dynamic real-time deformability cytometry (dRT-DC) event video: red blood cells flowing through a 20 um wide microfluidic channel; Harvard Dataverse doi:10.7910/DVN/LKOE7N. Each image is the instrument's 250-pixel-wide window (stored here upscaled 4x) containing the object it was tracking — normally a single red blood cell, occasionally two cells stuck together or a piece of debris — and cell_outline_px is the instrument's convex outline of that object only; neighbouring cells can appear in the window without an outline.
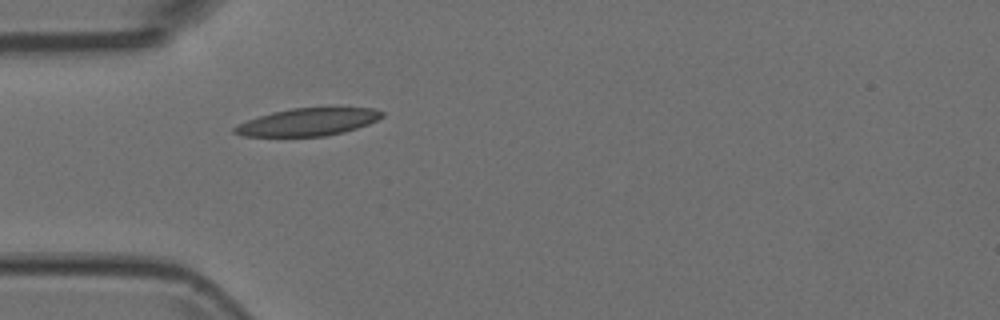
{"species": "Egyptian fruit bat (a non-hibernating species)", "species_latin": "Rousettus aegyptiacus", "temperature_condition": "room temperature", "stored_images_in_passage": 3, "camera_frame_rate_fps": 3000, "um_per_image_px": 0.085, "animal": {"sex": "female"}, "frame": {"image": 1, "passage_image": 3, "time_ms": 0.667, "image_size_px": [1000, 320], "cell_outline_px": [[384, 116], [368, 124], [344, 132], [324, 136], [240, 136], [232, 132], [232, 128], [248, 120], [272, 112], [292, 108], [372, 108], [384, 112]], "centroid_in_image_um": [26.17, 10.37], "position_along_channel_um": 58.8, "area_um2": 23.41}}